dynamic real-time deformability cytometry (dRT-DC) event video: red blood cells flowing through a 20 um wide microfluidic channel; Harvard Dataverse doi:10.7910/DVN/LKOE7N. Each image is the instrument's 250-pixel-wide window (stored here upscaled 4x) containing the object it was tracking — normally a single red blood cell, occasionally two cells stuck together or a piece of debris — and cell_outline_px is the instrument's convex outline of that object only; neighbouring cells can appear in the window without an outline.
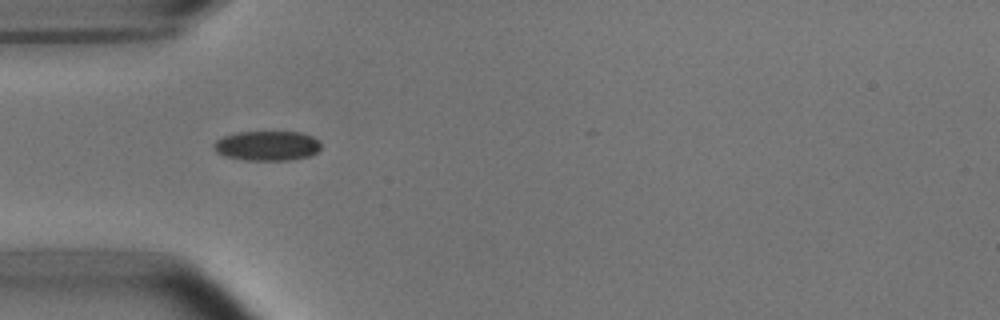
{"species": "common noctule bat (a hibernating species)", "species_latin": "Nyctalus noctula", "temperature_condition": "room temperature", "stored_images_in_passage": 4, "camera_frame_rate_fps": 3000, "um_per_image_px": 0.085, "animal": {"sex": "male", "body_mass_g": 15.6}, "frame": {"image": 1, "passage_image": 1, "time_ms": 0.0, "image_size_px": [1000, 320], "cell_outline_px": [[320, 148], [312, 156], [288, 160], [244, 160], [224, 156], [216, 152], [212, 148], [212, 144], [216, 140], [224, 136], [236, 132], [300, 132], [312, 136], [320, 140]], "centroid_in_image_um": [22.69, 12.39], "position_along_channel_um": 62.3, "area_um2": 18.79}}